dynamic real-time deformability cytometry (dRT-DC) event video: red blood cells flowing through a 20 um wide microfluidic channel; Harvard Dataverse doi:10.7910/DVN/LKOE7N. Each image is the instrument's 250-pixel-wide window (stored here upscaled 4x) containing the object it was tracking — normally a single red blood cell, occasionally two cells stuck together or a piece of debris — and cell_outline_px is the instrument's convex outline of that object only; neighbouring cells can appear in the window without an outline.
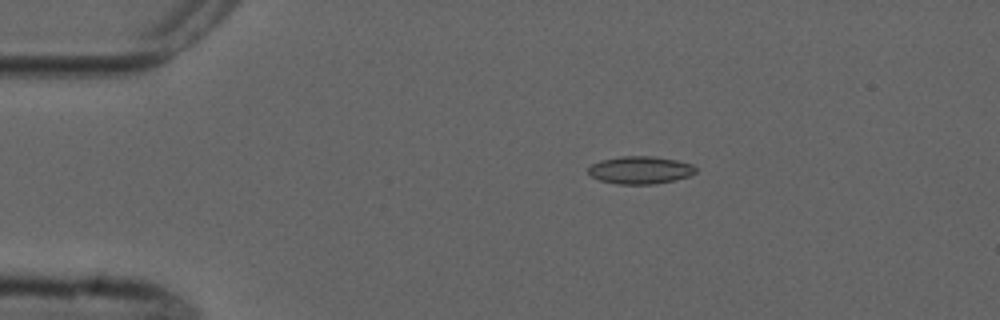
{"species": "common noctule bat (a hibernating species)", "species_latin": "Nyctalus noctula", "temperature_condition": "cold", "stored_images_in_passage": 6, "camera_frame_rate_fps": 3000, "um_per_image_px": 0.085, "animal": {"sex": "male", "forearm_length_mm": 52.5}, "frame": {"image": 1, "passage_image": 4, "time_ms": 3.333, "image_size_px": [1000, 320], "cell_outline_px": [[696, 172], [688, 176], [676, 180], [652, 184], [616, 184], [600, 180], [592, 176], [588, 172], [588, 168], [592, 164], [600, 160], [620, 156], [652, 156], [676, 160], [692, 164], [696, 168]], "centroid_in_image_um": [54.41, 14.45], "position_along_channel_um": 30.6, "area_um2": 17.28}}
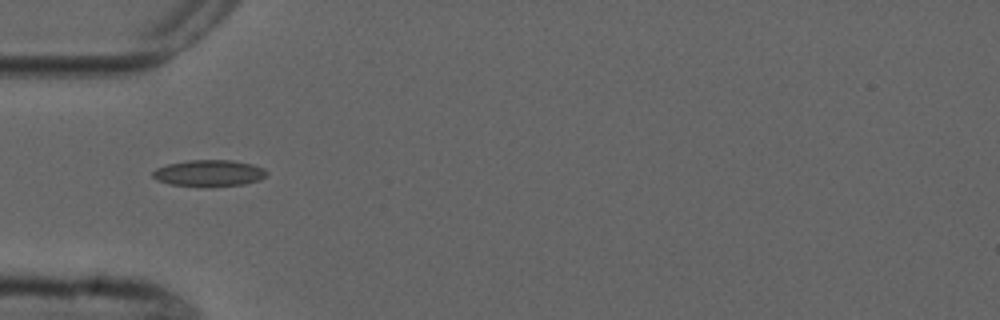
{"frame": {"image": 2, "passage_image": 6, "time_ms": 5.667, "image_size_px": [1000, 320], "cell_outline_px": [[268, 172], [260, 180], [244, 184], [172, 184], [156, 180], [152, 176], [152, 172], [156, 168], [168, 164], [188, 160], [232, 160], [252, 164], [264, 168]], "centroid_in_image_um": [17.78, 14.67], "position_along_channel_um": 67.2, "area_um2": 16.82}}